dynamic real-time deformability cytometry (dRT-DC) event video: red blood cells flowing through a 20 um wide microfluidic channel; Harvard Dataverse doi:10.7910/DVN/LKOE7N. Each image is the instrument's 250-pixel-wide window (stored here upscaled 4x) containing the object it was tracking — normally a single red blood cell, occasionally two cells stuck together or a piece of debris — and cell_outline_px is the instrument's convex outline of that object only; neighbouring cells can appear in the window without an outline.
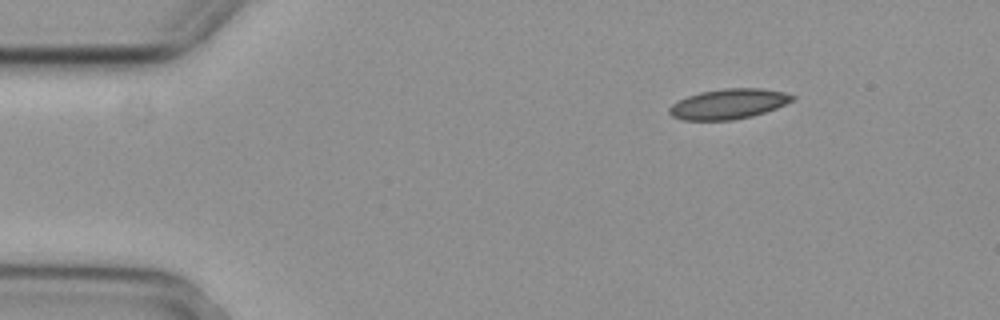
{"species": "common noctule bat (a hibernating species)", "species_latin": "Nyctalus noctula", "temperature_condition": "cold", "stored_images_in_passage": 4, "camera_frame_rate_fps": 3000, "um_per_image_px": 0.085, "animal": {"sex": "female", "body_mass_g": 29.2, "forearm_length_mm": 56.3}, "frame": {"image": 1, "passage_image": 1, "time_ms": 0.0, "image_size_px": [1000, 320], "cell_outline_px": [[796, 96], [792, 100], [776, 108], [752, 116], [732, 120], [684, 120], [672, 116], [668, 112], [668, 108], [672, 104], [688, 96], [700, 92], [724, 88], [764, 88], [784, 92]], "centroid_in_image_um": [61.92, 8.83], "position_along_channel_um": 23.1, "area_um2": 21.5}}